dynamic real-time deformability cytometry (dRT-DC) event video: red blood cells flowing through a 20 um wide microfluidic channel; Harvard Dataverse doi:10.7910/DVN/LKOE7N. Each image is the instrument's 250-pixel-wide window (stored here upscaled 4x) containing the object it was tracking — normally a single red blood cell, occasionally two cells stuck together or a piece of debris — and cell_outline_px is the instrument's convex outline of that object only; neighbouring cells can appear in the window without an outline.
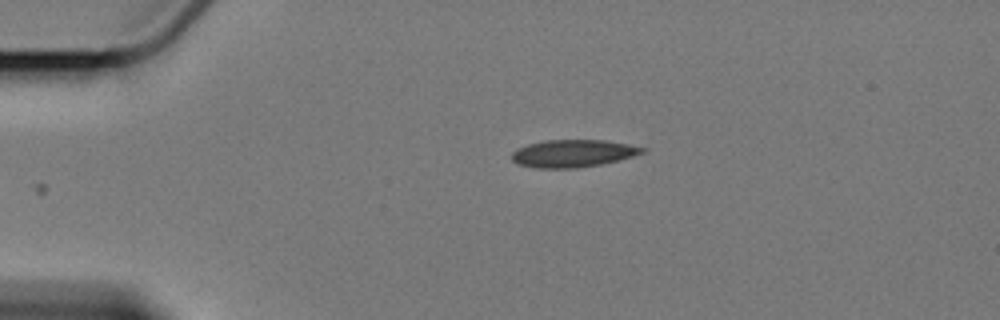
{"species": "Egyptian fruit bat (a non-hibernating species)", "species_latin": "Rousettus aegyptiacus", "temperature_condition": "cold", "stored_images_in_passage": 5, "camera_frame_rate_fps": 3000, "um_per_image_px": 0.085, "animal": {"sex": "female"}, "frame": {"image": 1, "passage_image": 5, "time_ms": 5.0, "image_size_px": [1000, 320], "cell_outline_px": [[648, 148], [644, 152], [620, 160], [600, 164], [576, 168], [536, 168], [516, 164], [512, 160], [512, 152], [516, 148], [528, 144], [544, 140], [604, 140], [628, 144]], "centroid_in_image_um": [48.68, 13.04], "position_along_channel_um": 36.3, "area_um2": 20.98}}